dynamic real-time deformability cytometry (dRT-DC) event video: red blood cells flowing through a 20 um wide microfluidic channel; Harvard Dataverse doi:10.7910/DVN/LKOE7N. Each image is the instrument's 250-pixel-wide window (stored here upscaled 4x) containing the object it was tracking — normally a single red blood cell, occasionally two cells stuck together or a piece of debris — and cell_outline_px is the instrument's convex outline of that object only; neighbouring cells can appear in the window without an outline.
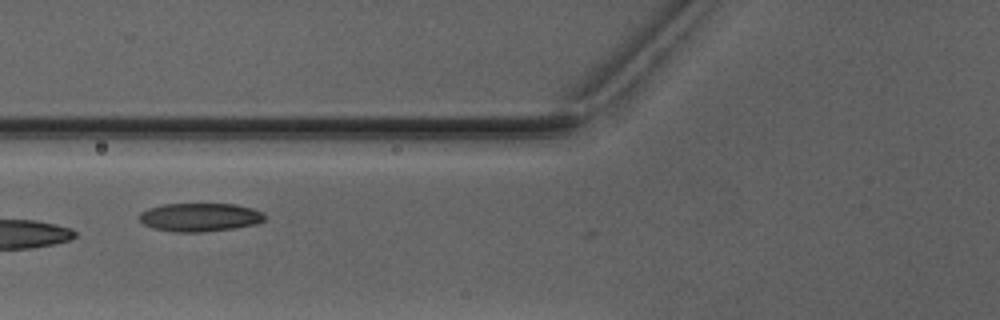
{"species": "Egyptian fruit bat (a non-hibernating species)", "species_latin": "Rousettus aegyptiacus", "temperature_condition": "warm", "stored_images_in_passage": 3, "camera_frame_rate_fps": 3000, "um_per_image_px": 0.085, "animal": {"sex": "male"}, "frame": {"image": 1, "passage_image": 2, "time_ms": 1.333, "image_size_px": [1000, 320], "cell_outline_px": [[264, 220], [256, 224], [232, 228], [204, 232], [172, 232], [152, 228], [144, 224], [140, 220], [140, 212], [148, 208], [164, 204], [236, 204], [252, 208], [260, 212], [264, 216]], "centroid_in_image_um": [16.95, 18.47], "position_along_channel_um": 108.8, "area_um2": 20.69}}
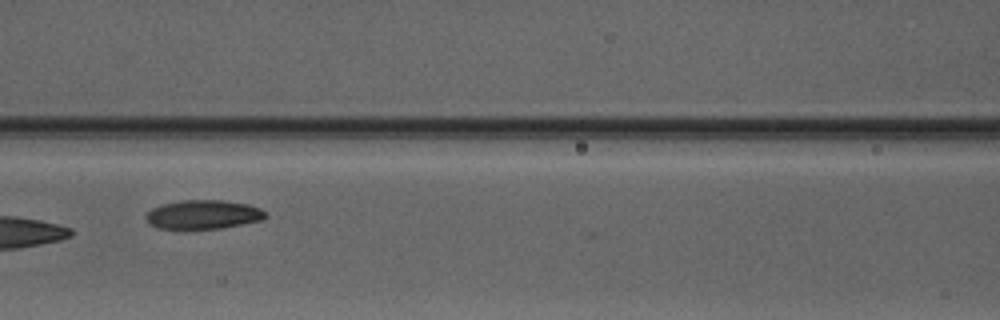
{"frame": {"image": 2, "passage_image": 3, "time_ms": 2.333, "image_size_px": [1000, 320], "cell_outline_px": [[268, 216], [260, 220], [220, 228], [184, 232], [156, 228], [148, 224], [144, 216], [152, 208], [164, 204], [180, 200], [224, 200], [248, 204], [260, 208]], "centroid_in_image_um": [17.18, 18.28], "position_along_channel_um": 149.4, "area_um2": 20.92}}